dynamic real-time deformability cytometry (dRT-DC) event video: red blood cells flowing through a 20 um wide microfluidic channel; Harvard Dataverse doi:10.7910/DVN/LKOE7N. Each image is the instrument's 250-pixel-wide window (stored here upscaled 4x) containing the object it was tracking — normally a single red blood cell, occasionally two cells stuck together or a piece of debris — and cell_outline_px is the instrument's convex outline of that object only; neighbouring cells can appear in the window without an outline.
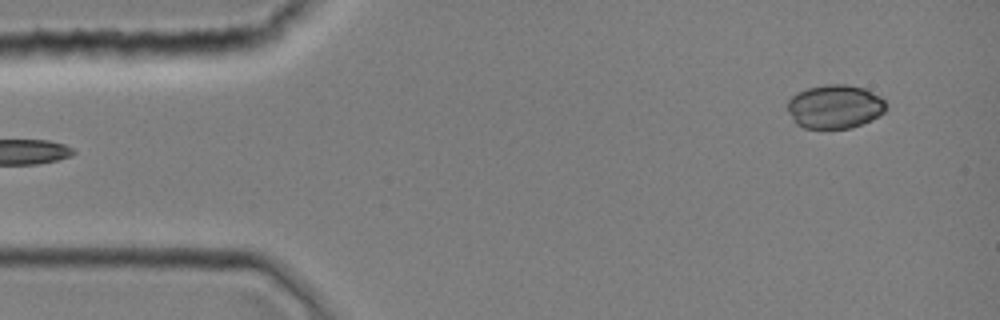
{"species": "common noctule bat (a hibernating species)", "species_latin": "Nyctalus noctula", "temperature_condition": "room temperature", "stored_images_in_passage": 39, "camera_frame_rate_fps": 3000, "um_per_image_px": 0.085, "animal": {"sex": "female", "body_mass_g": 19.0, "forearm_length_mm": 51.5}, "frame": {"image": 1, "passage_image": 2, "time_ms": 0.333, "image_size_px": [1000, 320], "cell_outline_px": [[888, 108], [884, 112], [872, 120], [852, 128], [804, 128], [796, 124], [788, 112], [788, 100], [796, 92], [808, 88], [828, 84], [844, 84], [864, 88], [880, 96], [888, 104]], "centroid_in_image_um": [70.98, 9.06], "position_along_channel_um": 14.0, "area_um2": 25.32}}
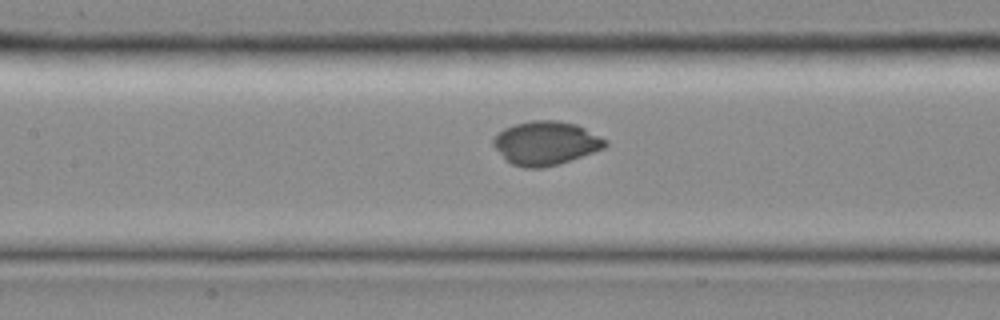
{"frame": {"image": 2, "passage_image": 17, "time_ms": 5.333, "image_size_px": [1000, 320], "cell_outline_px": [[608, 144], [604, 148], [560, 164], [544, 168], [524, 168], [512, 164], [504, 160], [492, 144], [492, 136], [504, 128], [516, 124], [532, 120], [556, 120], [576, 124], [608, 140]], "centroid_in_image_um": [46.36, 12.17], "position_along_channel_um": 161.0, "area_um2": 28.78}}
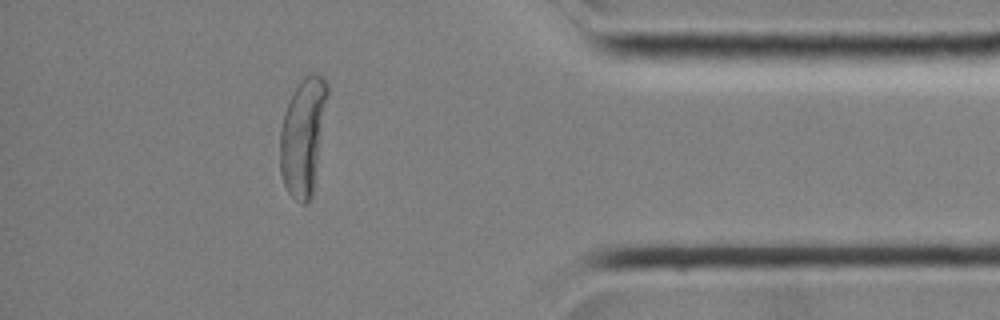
{"frame": {"image": 3, "passage_image": 34, "time_ms": 11.0, "image_size_px": [1000, 320], "cell_outline_px": [[328, 92], [312, 196], [304, 204], [300, 204], [288, 192], [284, 184], [280, 172], [280, 128], [284, 112], [296, 88], [304, 76], [308, 72], [312, 72], [324, 76], [328, 84]], "centroid_in_image_um": [25.75, 11.56], "position_along_channel_um": 409.5, "area_um2": 32.02}}